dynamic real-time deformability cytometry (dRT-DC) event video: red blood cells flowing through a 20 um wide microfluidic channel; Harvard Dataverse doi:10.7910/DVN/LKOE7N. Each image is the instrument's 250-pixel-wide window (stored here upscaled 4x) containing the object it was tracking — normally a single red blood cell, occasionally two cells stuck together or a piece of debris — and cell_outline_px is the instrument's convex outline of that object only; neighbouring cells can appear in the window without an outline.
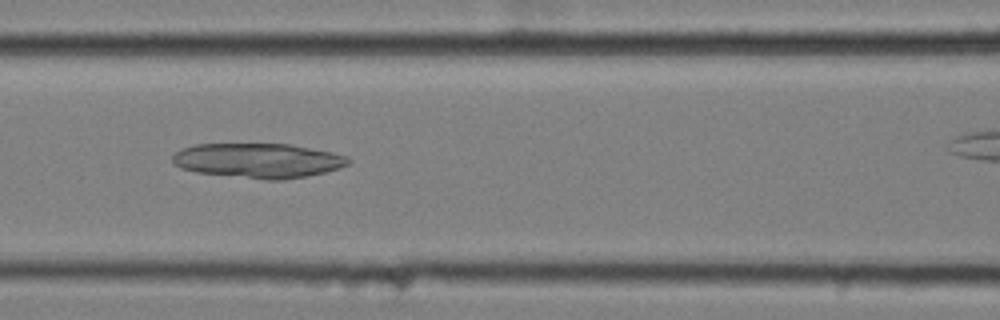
{"species": "common noctule bat (a hibernating species)", "species_latin": "Nyctalus noctula", "temperature_condition": "cold", "stored_images_in_passage": 46, "camera_frame_rate_fps": 3000, "um_per_image_px": 0.085, "animal": {"sex": "female", "body_mass_g": 25.1}, "frame": {"image": 1, "passage_image": 24, "time_ms": 7.667, "image_size_px": [1000, 320], "cell_outline_px": [[352, 160], [348, 164], [340, 168], [308, 176], [284, 180], [264, 180], [196, 172], [180, 168], [172, 160], [172, 156], [176, 152], [184, 148], [196, 144], [288, 144], [332, 152], [348, 156]], "centroid_in_image_um": [21.97, 13.66], "position_along_channel_um": 144.6, "area_um2": 35.6}}
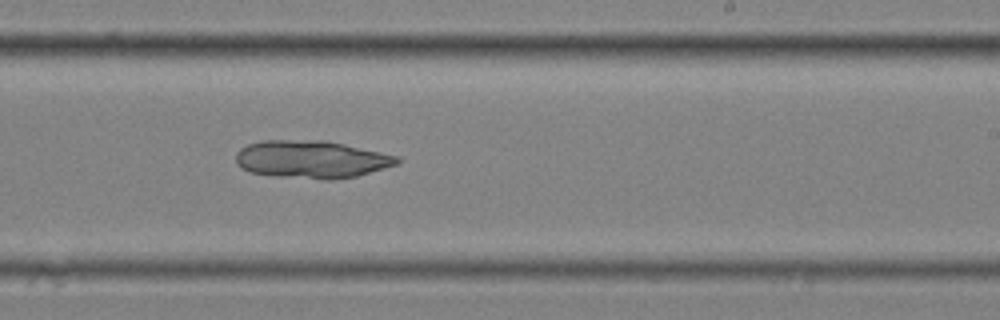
{"frame": {"image": 2, "passage_image": 34, "time_ms": 11.0, "image_size_px": [1000, 320], "cell_outline_px": [[400, 160], [396, 164], [356, 176], [332, 180], [328, 180], [280, 176], [248, 172], [236, 164], [236, 152], [240, 148], [248, 144], [264, 140], [320, 140], [344, 144], [400, 156]], "centroid_in_image_um": [26.45, 13.54], "position_along_channel_um": 262.6, "area_um2": 35.26}}
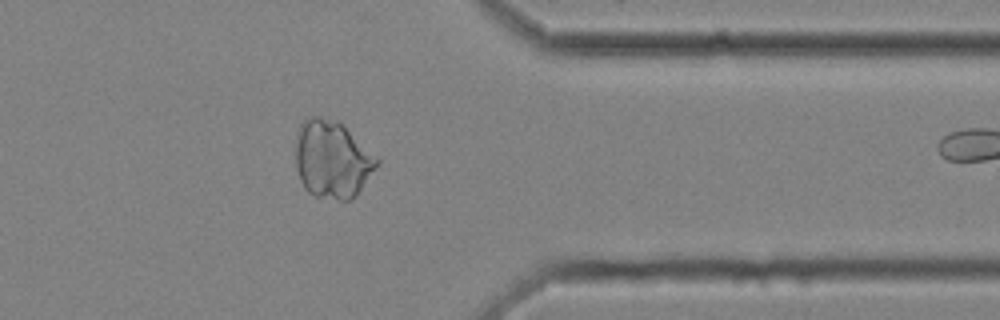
{"frame": {"image": 3, "passage_image": 45, "time_ms": 14.667, "image_size_px": [1000, 320], "cell_outline_px": [[380, 164], [356, 196], [352, 200], [340, 200], [316, 196], [308, 192], [304, 188], [300, 180], [296, 168], [296, 132], [300, 124], [308, 116], [320, 116], [340, 120], [380, 160]], "centroid_in_image_um": [28.25, 13.52], "position_along_channel_um": 383.2, "area_um2": 37.45}}